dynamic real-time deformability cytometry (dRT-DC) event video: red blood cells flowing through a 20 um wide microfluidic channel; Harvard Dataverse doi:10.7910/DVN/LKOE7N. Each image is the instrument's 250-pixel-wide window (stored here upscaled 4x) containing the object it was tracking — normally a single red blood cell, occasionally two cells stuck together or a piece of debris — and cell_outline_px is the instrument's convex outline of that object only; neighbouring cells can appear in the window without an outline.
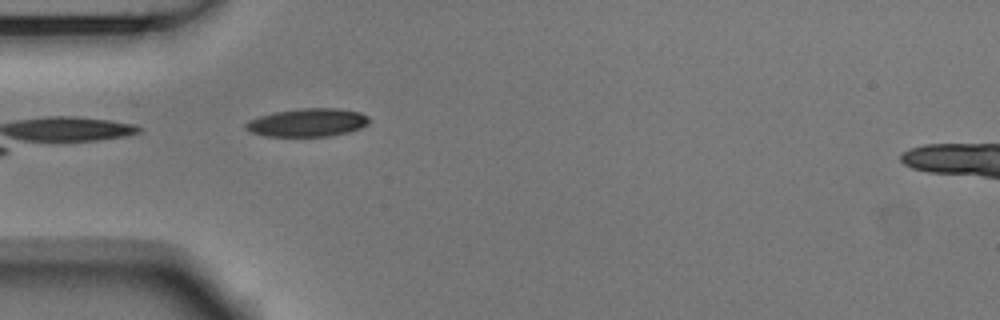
{"species": "Egyptian fruit bat (a non-hibernating species)", "species_latin": "Rousettus aegyptiacus", "temperature_condition": "room temperature", "stored_images_in_passage": 7, "camera_frame_rate_fps": 3000, "um_per_image_px": 0.085, "animal": {"sex": "male"}, "frame": {"image": 1, "passage_image": 6, "time_ms": 1.667, "image_size_px": [1000, 320], "cell_outline_px": [[368, 124], [360, 128], [348, 132], [332, 136], [264, 136], [252, 132], [244, 128], [244, 124], [248, 120], [260, 116], [276, 112], [300, 108], [336, 108], [360, 112], [368, 116]], "centroid_in_image_um": [26.13, 10.42], "position_along_channel_um": 58.9, "area_um2": 20.23}}